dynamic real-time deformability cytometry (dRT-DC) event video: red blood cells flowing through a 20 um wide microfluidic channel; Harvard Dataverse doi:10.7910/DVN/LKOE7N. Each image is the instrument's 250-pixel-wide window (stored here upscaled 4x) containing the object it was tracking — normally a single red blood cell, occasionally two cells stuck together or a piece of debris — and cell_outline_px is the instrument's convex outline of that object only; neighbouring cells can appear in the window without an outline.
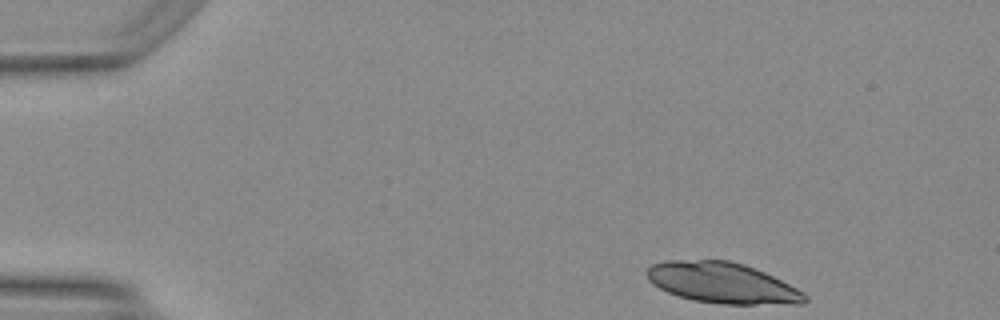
{"species": "Egyptian fruit bat (a non-hibernating species)", "species_latin": "Rousettus aegyptiacus", "temperature_condition": "warm", "stored_images_in_passage": 43, "camera_frame_rate_fps": 3000, "um_per_image_px": 0.085, "animal": {"sex": "female"}, "frame": {"image": 1, "passage_image": 1, "time_ms": 0.0, "image_size_px": [1000, 320], "cell_outline_px": [[808, 300], [804, 304], [720, 304], [692, 300], [668, 292], [652, 284], [648, 280], [644, 272], [652, 264], [668, 260], [728, 260], [744, 264], [764, 272], [804, 292], [808, 296]], "centroid_in_image_um": [61.39, 24.05], "position_along_channel_um": 23.6, "area_um2": 37.57}}